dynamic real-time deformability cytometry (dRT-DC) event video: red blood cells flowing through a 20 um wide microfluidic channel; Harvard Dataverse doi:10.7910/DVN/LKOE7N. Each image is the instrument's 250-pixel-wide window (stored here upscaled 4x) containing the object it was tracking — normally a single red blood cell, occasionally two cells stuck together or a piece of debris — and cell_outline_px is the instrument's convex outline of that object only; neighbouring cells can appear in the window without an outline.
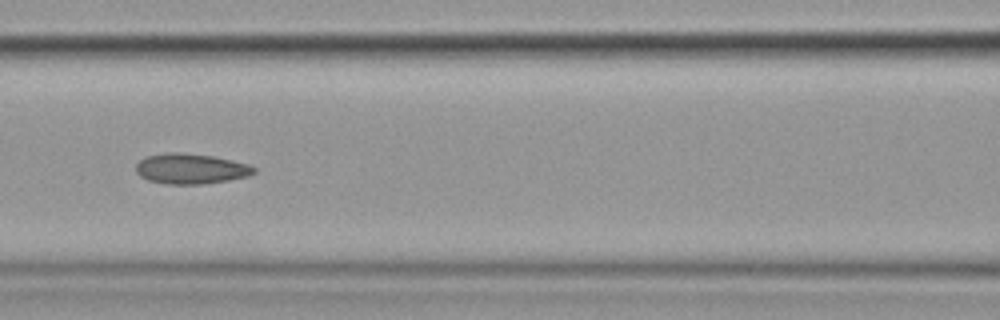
{"species": "common noctule bat (a hibernating species)", "species_latin": "Nyctalus noctula", "temperature_condition": "cold", "stored_images_in_passage": 12, "camera_frame_rate_fps": 3000, "um_per_image_px": 0.085, "animal": {"sex": "female", "body_mass_g": 19.9}, "frame": {"image": 1, "passage_image": 3, "time_ms": 2.333, "image_size_px": [1000, 320], "cell_outline_px": [[256, 172], [248, 176], [228, 180], [204, 184], [168, 184], [148, 180], [140, 176], [136, 172], [136, 164], [140, 160], [148, 156], [168, 152], [180, 152], [212, 156], [232, 160], [248, 164], [256, 168]], "centroid_in_image_um": [16.22, 14.34], "position_along_channel_um": 150.4, "area_um2": 20.81}}
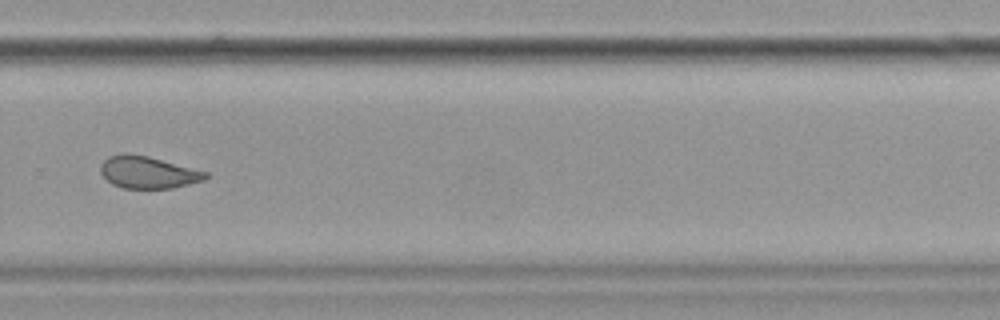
{"frame": {"image": 2, "passage_image": 7, "time_ms": 7.0, "image_size_px": [1000, 320], "cell_outline_px": [[208, 176], [204, 180], [172, 188], [124, 188], [112, 184], [100, 172], [100, 164], [108, 156], [124, 152], [132, 152], [148, 156], [208, 172]], "centroid_in_image_um": [12.55, 14.62], "position_along_channel_um": 317.3, "area_um2": 19.71}}
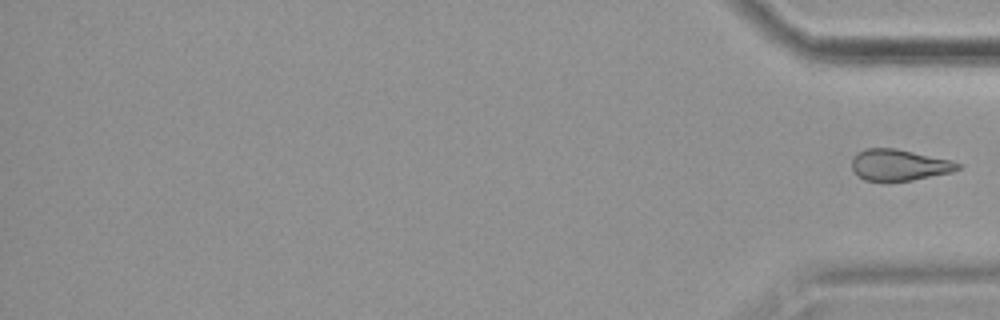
{"frame": {"image": 3, "passage_image": 12, "time_ms": 13.667, "image_size_px": [1000, 320], "cell_outline_px": [[960, 168], [952, 172], [912, 180], [864, 180], [852, 172], [852, 156], [856, 152], [868, 148], [896, 148], [948, 160], [960, 164]], "centroid_in_image_um": [76.36, 14.01], "position_along_channel_um": 358.8, "area_um2": 19.07}}